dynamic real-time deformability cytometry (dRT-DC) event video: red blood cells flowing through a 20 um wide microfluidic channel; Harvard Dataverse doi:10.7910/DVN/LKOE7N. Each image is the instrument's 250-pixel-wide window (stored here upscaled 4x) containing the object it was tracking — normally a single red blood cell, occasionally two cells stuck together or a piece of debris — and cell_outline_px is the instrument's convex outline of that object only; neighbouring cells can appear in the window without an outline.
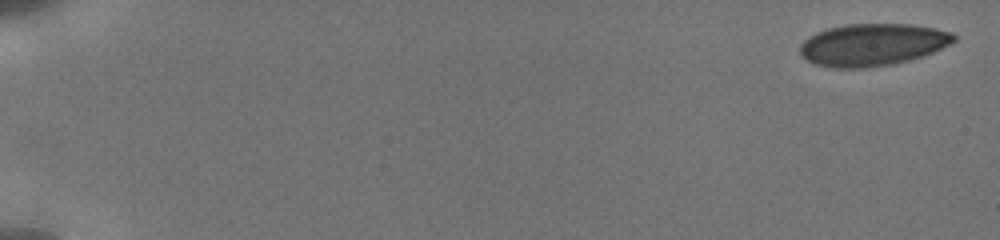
{"species": "human", "species_latin": "Homo sapiens", "temperature_condition": "cold", "stored_images_in_passage": 30, "camera_frame_rate_fps": 3000, "um_per_image_px": 0.085, "donor": {"sex": "male"}, "frame": {"image": 1, "passage_image": 1, "time_ms": 0.0, "image_size_px": [1000, 240], "cell_outline_px": [[956, 40], [924, 56], [908, 60], [888, 64], [864, 68], [832, 68], [816, 64], [800, 56], [800, 44], [808, 36], [816, 32], [828, 28], [848, 24], [912, 24], [936, 28], [952, 32], [956, 36]], "centroid_in_image_um": [74.14, 3.79], "position_along_channel_um": 10.9, "area_um2": 37.8}}
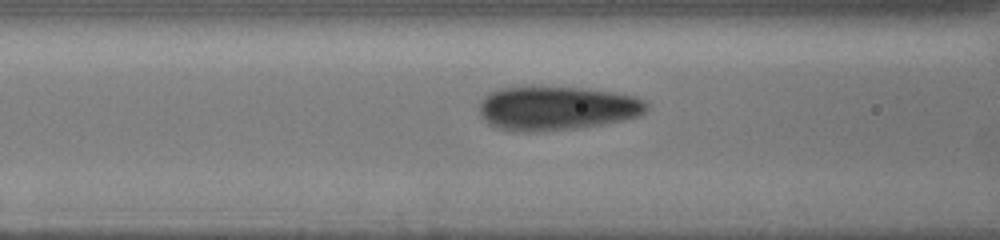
{"frame": {"image": 2, "passage_image": 22, "time_ms": 7.667, "image_size_px": [1000, 240], "cell_outline_px": [[648, 108], [640, 116], [624, 120], [604, 124], [576, 128], [540, 132], [512, 132], [496, 128], [488, 124], [484, 120], [480, 112], [480, 100], [488, 92], [500, 88], [524, 84], [532, 84], [580, 88], [612, 92], [636, 96], [644, 100], [648, 104]], "centroid_in_image_um": [47.26, 9.17], "position_along_channel_um": 119.3, "area_um2": 44.27}}
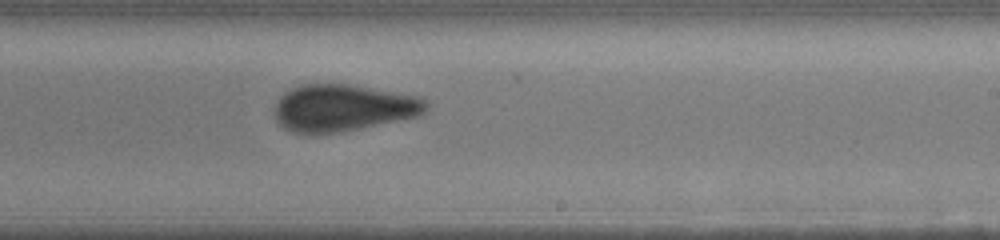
{"frame": {"image": 3, "passage_image": 30, "time_ms": 11.333, "image_size_px": [1000, 240], "cell_outline_px": [[428, 108], [420, 116], [340, 132], [308, 136], [292, 132], [284, 128], [276, 120], [276, 100], [284, 92], [300, 84], [348, 84], [420, 96], [428, 104]], "centroid_in_image_um": [29.14, 9.19], "position_along_channel_um": 259.9, "area_um2": 41.85}}